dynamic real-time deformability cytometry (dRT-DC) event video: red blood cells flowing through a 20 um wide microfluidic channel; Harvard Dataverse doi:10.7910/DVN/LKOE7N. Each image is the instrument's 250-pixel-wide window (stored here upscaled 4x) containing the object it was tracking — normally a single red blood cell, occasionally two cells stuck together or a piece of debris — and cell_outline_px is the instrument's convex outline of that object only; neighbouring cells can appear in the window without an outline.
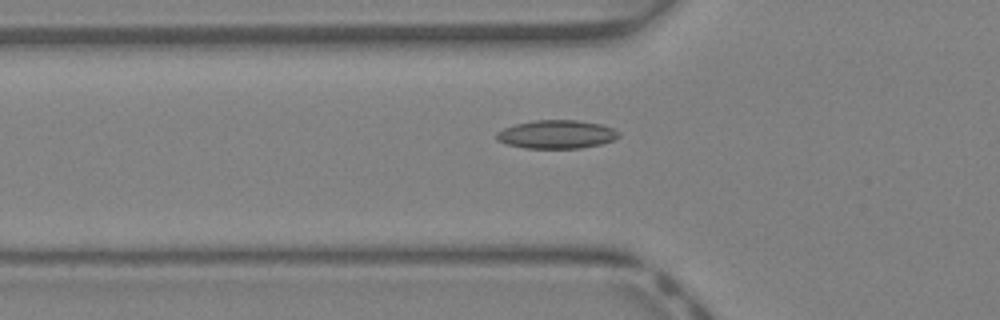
{"species": "Egyptian fruit bat (a non-hibernating species)", "species_latin": "Rousettus aegyptiacus", "temperature_condition": "warm", "stored_images_in_passage": 35, "camera_frame_rate_fps": 3000, "um_per_image_px": 0.085, "animal": {"sex": "female"}, "frame": {"image": 1, "passage_image": 8, "time_ms": 2.333, "image_size_px": [1000, 320], "cell_outline_px": [[620, 136], [616, 140], [600, 144], [580, 148], [524, 148], [508, 144], [496, 140], [496, 132], [504, 128], [516, 124], [532, 120], [576, 120], [600, 124], [612, 128], [620, 132]], "centroid_in_image_um": [47.32, 11.42], "position_along_channel_um": 78.5, "area_um2": 20.29}}
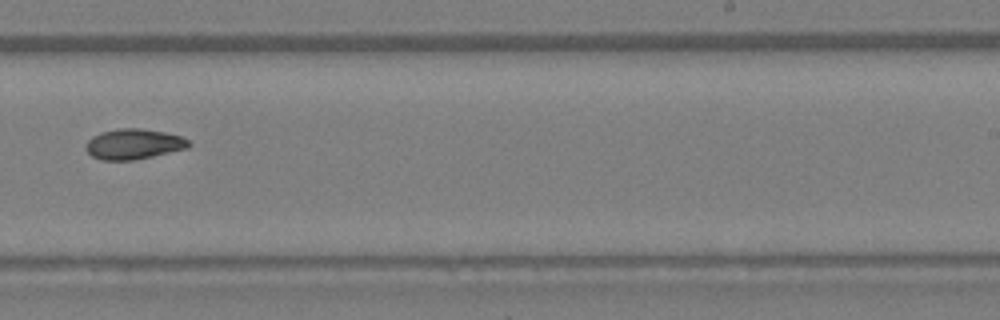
{"frame": {"image": 2, "passage_image": 20, "time_ms": 6.333, "image_size_px": [1000, 320], "cell_outline_px": [[192, 144], [188, 148], [136, 160], [100, 160], [92, 156], [84, 148], [84, 144], [92, 136], [100, 132], [120, 128], [140, 128], [164, 132], [180, 136], [188, 140]], "centroid_in_image_um": [11.33, 12.25], "position_along_channel_um": 277.7, "area_um2": 18.38}}
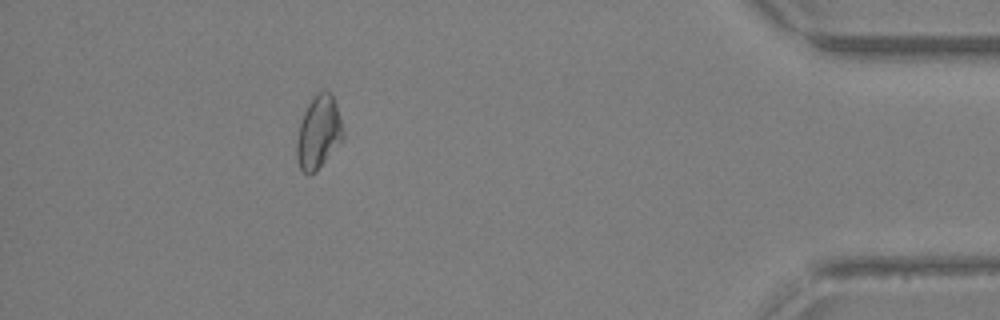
{"frame": {"image": 3, "passage_image": 31, "time_ms": 10.0, "image_size_px": [1000, 320], "cell_outline_px": [[344, 136], [316, 172], [308, 176], [300, 168], [296, 156], [296, 140], [300, 124], [304, 112], [308, 104], [316, 92], [324, 88], [332, 96], [336, 104], [344, 132]], "centroid_in_image_um": [27.06, 11.24], "position_along_channel_um": 408.1, "area_um2": 19.59}}